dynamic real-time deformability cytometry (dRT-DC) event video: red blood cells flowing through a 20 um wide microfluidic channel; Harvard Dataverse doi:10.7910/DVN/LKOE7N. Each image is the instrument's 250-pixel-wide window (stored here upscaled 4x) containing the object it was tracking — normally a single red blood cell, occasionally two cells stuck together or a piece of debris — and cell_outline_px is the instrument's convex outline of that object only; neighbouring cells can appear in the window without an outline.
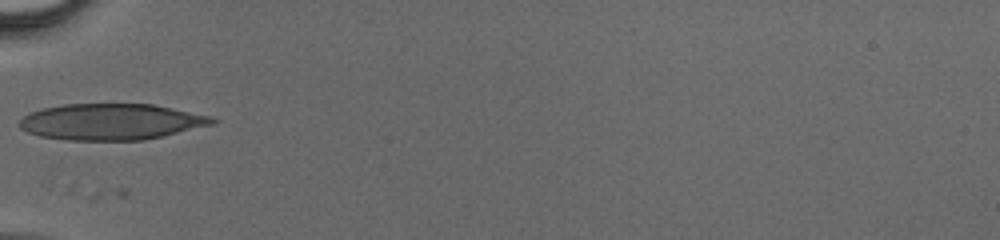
{"species": "human", "species_latin": "Homo sapiens", "temperature_condition": "cold", "stored_images_in_passage": 22, "camera_frame_rate_fps": 3000, "um_per_image_px": 0.085, "donor": {"sex": "male"}, "frame": {"image": 1, "passage_image": 1, "time_ms": 0.0, "image_size_px": [1000, 240], "cell_outline_px": [[220, 120], [216, 124], [144, 140], [68, 140], [40, 136], [28, 132], [20, 128], [20, 120], [24, 116], [32, 112], [44, 108], [64, 104], [152, 104], [212, 116]], "centroid_in_image_um": [9.51, 10.35], "position_along_channel_um": 75.5, "area_um2": 40.63}}
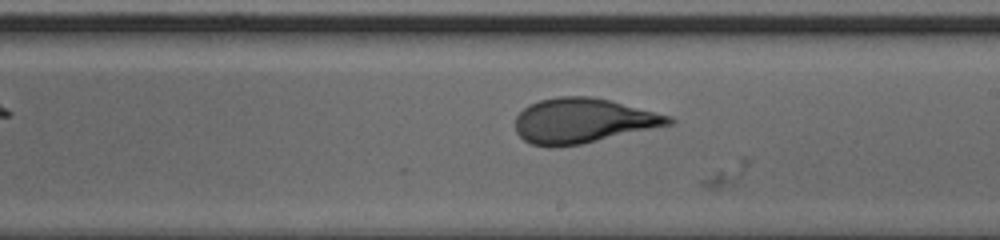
{"frame": {"image": 2, "passage_image": 12, "time_ms": 3.667, "image_size_px": [1000, 240], "cell_outline_px": [[676, 120], [672, 124], [580, 144], [556, 148], [548, 148], [532, 144], [524, 140], [516, 132], [516, 116], [528, 104], [540, 100], [560, 96], [592, 96], [672, 116]], "centroid_in_image_um": [49.52, 10.27], "position_along_channel_um": 239.5, "area_um2": 40.0}}
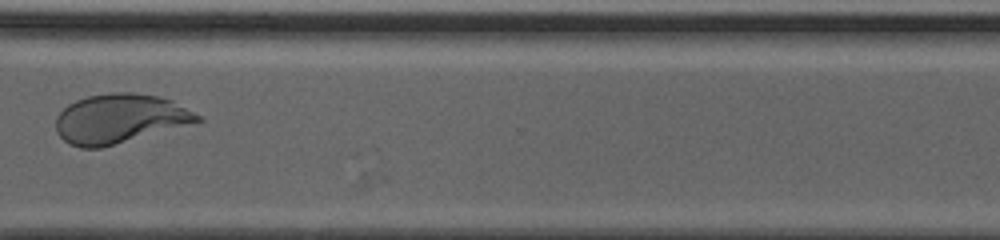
{"frame": {"image": 3, "passage_image": 20, "time_ms": 6.333, "image_size_px": [1000, 240], "cell_outline_px": [[204, 120], [100, 148], [80, 148], [68, 144], [56, 132], [56, 116], [68, 104], [76, 100], [88, 96], [112, 92], [132, 92], [160, 96], [172, 100], [204, 116]], "centroid_in_image_um": [10.18, 10.07], "position_along_channel_um": 360.4, "area_um2": 40.69}}